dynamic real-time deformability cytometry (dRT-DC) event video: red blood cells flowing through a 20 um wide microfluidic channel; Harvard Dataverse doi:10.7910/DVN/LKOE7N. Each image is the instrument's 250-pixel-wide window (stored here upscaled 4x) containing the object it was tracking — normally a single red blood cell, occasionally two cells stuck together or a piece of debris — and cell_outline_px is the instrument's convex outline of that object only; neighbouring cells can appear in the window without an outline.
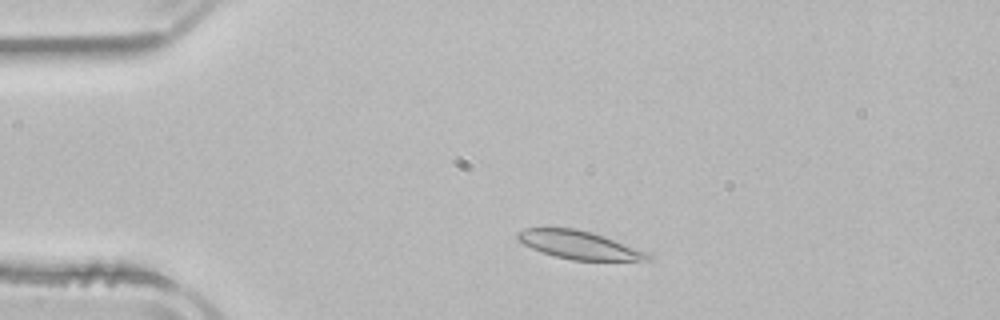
{"species": "common noctule bat (a hibernating species)", "species_latin": "Nyctalus noctula", "temperature_condition": "room temperature", "stored_images_in_passage": 3, "segment_of_instrument_passage": [1, 2], "camera_frame_rate_fps": 3000, "um_per_image_px": 0.085, "animal": {"sex": "male", "body_mass_g": 21.5, "forearm_length_mm": 52.0}, "frame": {"image": 1, "passage_image": 1, "time_ms": 0.0, "image_size_px": [1000, 320], "cell_outline_px": [[652, 260], [572, 260], [552, 256], [532, 248], [516, 240], [516, 232], [524, 228], [576, 228], [592, 232], [604, 236], [644, 252], [652, 256]], "centroid_in_image_um": [49.13, 20.81], "position_along_channel_um": 35.9, "area_um2": 21.15}}